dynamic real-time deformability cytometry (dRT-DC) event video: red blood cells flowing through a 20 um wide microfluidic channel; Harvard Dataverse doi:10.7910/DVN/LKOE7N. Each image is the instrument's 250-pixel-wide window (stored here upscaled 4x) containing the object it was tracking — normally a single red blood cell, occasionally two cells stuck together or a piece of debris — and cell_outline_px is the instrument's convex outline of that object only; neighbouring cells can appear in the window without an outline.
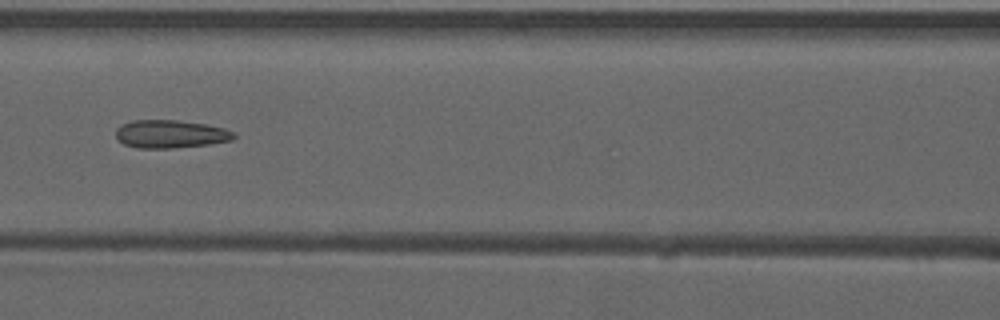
{"species": "common noctule bat (a hibernating species)", "species_latin": "Nyctalus noctula", "temperature_condition": "warm", "stored_images_in_passage": 5, "camera_frame_rate_fps": 3000, "um_per_image_px": 0.085, "animal": {"sex": "male", "forearm_length_mm": 52.5}, "frame": {"image": 1, "passage_image": 5, "time_ms": 1.333, "image_size_px": [1000, 320], "cell_outline_px": [[236, 136], [232, 140], [208, 144], [176, 148], [140, 148], [124, 144], [116, 136], [116, 128], [132, 120], [176, 120], [208, 124], [224, 128], [232, 132]], "centroid_in_image_um": [14.5, 11.39], "position_along_channel_um": 152.1, "area_um2": 19.19}}